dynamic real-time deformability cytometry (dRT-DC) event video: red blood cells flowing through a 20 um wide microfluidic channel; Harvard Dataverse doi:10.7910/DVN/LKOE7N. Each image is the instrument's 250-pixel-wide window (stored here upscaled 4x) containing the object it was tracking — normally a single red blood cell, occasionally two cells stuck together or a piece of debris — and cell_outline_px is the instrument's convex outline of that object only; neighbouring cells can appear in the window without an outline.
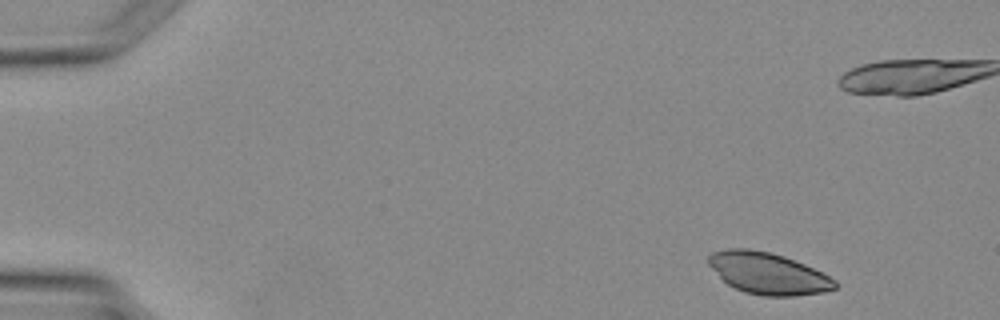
{"species": "Egyptian fruit bat (a non-hibernating species)", "species_latin": "Rousettus aegyptiacus", "temperature_condition": "warm", "stored_images_in_passage": 2, "camera_frame_rate_fps": 3000, "um_per_image_px": 0.085, "animal": {"sex": "female"}, "frame": {"image": 1, "passage_image": 2, "time_ms": 1.0, "image_size_px": [1000, 320], "cell_outline_px": [[836, 288], [824, 292], [792, 296], [764, 296], [744, 292], [728, 284], [708, 264], [708, 256], [712, 252], [728, 248], [748, 248], [772, 252], [784, 256], [804, 264], [836, 280]], "centroid_in_image_um": [65.27, 23.22], "position_along_channel_um": 19.7, "area_um2": 30.46}}